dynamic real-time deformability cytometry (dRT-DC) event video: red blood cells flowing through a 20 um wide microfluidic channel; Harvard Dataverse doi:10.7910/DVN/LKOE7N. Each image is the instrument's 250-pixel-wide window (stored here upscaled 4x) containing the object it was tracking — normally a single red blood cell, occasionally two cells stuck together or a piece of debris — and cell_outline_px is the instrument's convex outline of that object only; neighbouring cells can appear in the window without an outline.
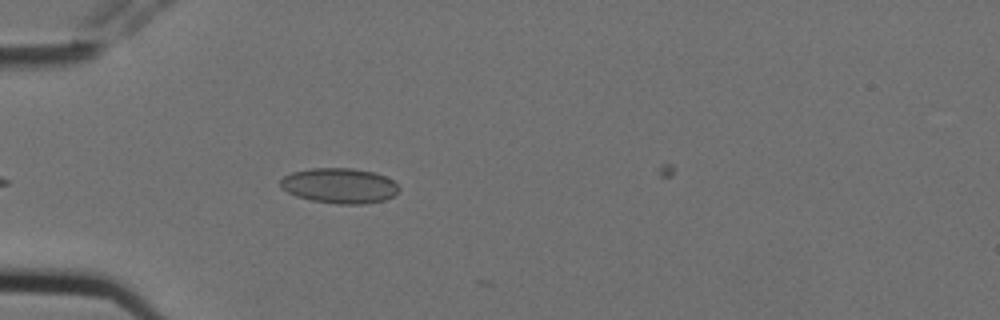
{"species": "Egyptian fruit bat (a non-hibernating species)", "species_latin": "Rousettus aegyptiacus", "temperature_condition": "cold", "stored_images_in_passage": 4, "camera_frame_rate_fps": 3000, "um_per_image_px": 0.085, "animal": {"sex": "female"}, "frame": {"image": 1, "passage_image": 4, "time_ms": 1.0, "image_size_px": [1000, 320], "cell_outline_px": [[400, 188], [392, 196], [384, 200], [364, 204], [336, 204], [312, 200], [296, 196], [280, 188], [280, 180], [284, 176], [292, 172], [312, 168], [352, 168], [372, 172], [384, 176], [392, 180]], "centroid_in_image_um": [28.83, 15.78], "position_along_channel_um": 56.2, "area_um2": 24.22}}